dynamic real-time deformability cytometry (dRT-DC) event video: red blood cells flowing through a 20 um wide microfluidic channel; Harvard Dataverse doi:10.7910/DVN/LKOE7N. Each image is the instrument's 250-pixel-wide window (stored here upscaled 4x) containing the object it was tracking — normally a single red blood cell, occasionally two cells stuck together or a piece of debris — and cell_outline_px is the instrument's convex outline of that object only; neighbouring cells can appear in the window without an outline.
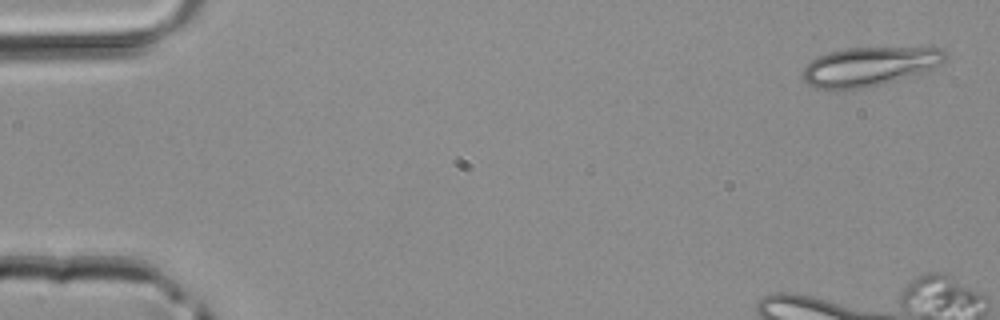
{"species": "common noctule bat (a hibernating species)", "species_latin": "Nyctalus noctula", "temperature_condition": "room temperature", "stored_images_in_passage": 3, "camera_frame_rate_fps": 3000, "um_per_image_px": 0.085, "animal": {"sex": "male", "body_mass_g": 20.4}, "frame": {"image": 1, "passage_image": 1, "time_ms": 0.0, "image_size_px": [1000, 320], "cell_outline_px": [[948, 56], [944, 64], [936, 68], [924, 72], [876, 84], [856, 88], [816, 88], [808, 84], [804, 80], [804, 68], [816, 56], [828, 52], [844, 48], [940, 48]], "centroid_in_image_um": [73.93, 5.62], "position_along_channel_um": 11.1, "area_um2": 31.73}}